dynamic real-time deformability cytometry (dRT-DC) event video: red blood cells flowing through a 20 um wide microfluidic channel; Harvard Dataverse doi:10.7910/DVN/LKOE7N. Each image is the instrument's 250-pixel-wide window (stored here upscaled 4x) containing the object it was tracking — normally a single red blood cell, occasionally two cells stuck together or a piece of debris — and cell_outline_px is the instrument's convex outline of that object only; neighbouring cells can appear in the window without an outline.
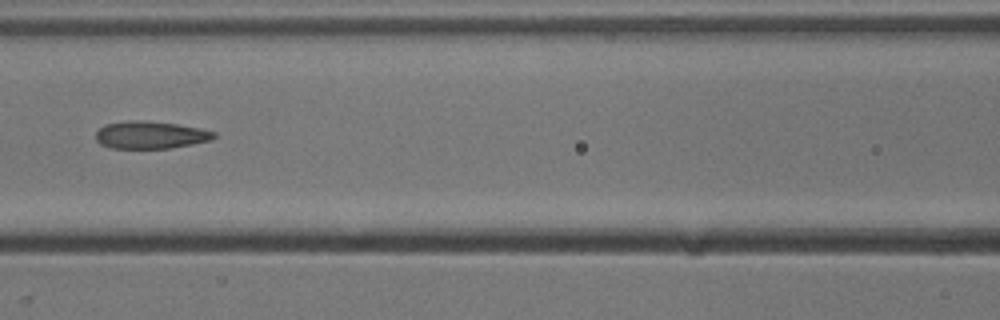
{"species": "common noctule bat (a hibernating species)", "species_latin": "Nyctalus noctula", "temperature_condition": "cold", "stored_images_in_passage": 52, "camera_frame_rate_fps": 3000, "um_per_image_px": 0.085, "animal": {"sex": "male", "body_mass_g": 13.3}, "frame": {"image": 1, "passage_image": 23, "time_ms": 7.333, "image_size_px": [1000, 320], "cell_outline_px": [[216, 136], [212, 140], [172, 148], [112, 148], [100, 144], [96, 140], [96, 132], [104, 124], [128, 120], [144, 120], [176, 124], [200, 128], [216, 132]], "centroid_in_image_um": [12.79, 11.46], "position_along_channel_um": 153.8, "area_um2": 19.02}, "authors_computed_cell_mechanics": {"area_um2": 20.23, "velocity_mm_per_s": 3.9117, "shape_relaxation_time_tau1_ms": null, "shape_relaxation_time_tau2_ms": 2.5041, "deformation_change_tau1": null, "deformation_change_tau2": 0.1119}}